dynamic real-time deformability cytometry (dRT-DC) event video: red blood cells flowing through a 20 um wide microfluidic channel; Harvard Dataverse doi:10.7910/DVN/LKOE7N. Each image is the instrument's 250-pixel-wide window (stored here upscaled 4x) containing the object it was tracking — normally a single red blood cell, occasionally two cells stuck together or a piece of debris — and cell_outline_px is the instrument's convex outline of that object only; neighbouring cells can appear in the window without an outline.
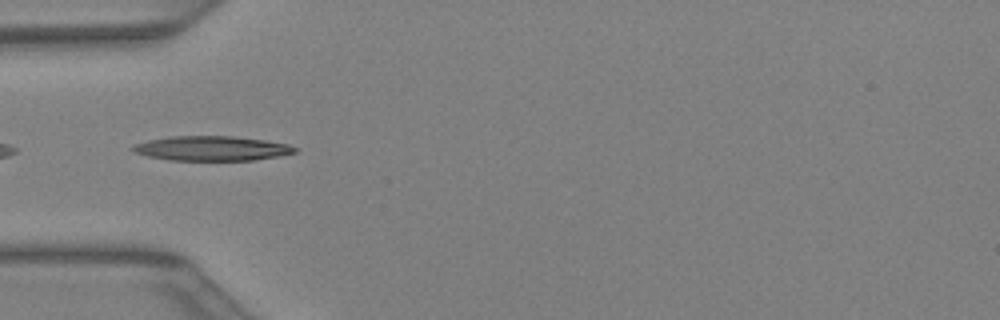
{"species": "Egyptian fruit bat (a non-hibernating species)", "species_latin": "Rousettus aegyptiacus", "temperature_condition": "warm", "stored_images_in_passage": 29, "camera_frame_rate_fps": 3000, "um_per_image_px": 0.085, "animal": {"sex": "female"}, "frame": {"image": 1, "passage_image": 1, "time_ms": 0.0, "image_size_px": [1000, 320], "cell_outline_px": [[300, 148], [296, 152], [280, 156], [252, 160], [168, 160], [148, 156], [136, 152], [132, 148], [132, 144], [148, 140], [168, 136], [232, 136], [264, 140], [288, 144]], "centroid_in_image_um": [18.02, 12.61], "position_along_channel_um": 67.0, "area_um2": 23.29}}
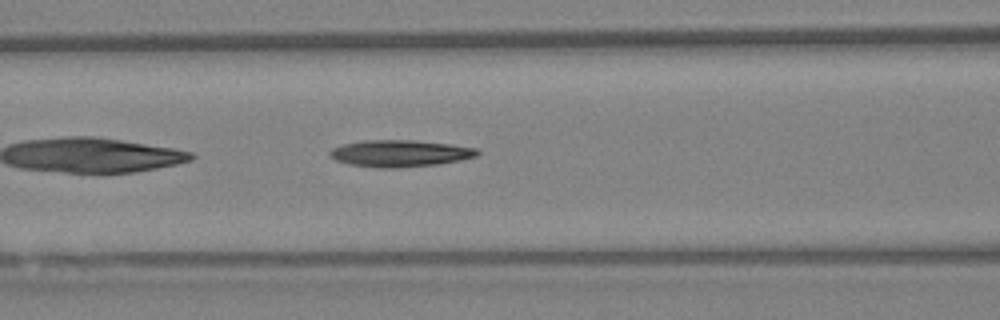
{"frame": {"image": 2, "passage_image": 5, "time_ms": 1.333, "image_size_px": [1000, 320], "cell_outline_px": [[480, 152], [476, 156], [460, 160], [436, 164], [396, 168], [380, 168], [348, 164], [336, 160], [328, 156], [328, 152], [332, 148], [344, 144], [364, 140], [412, 140], [452, 144], [476, 148]], "centroid_in_image_um": [33.97, 13.03], "position_along_channel_um": 132.6, "area_um2": 23.0}}
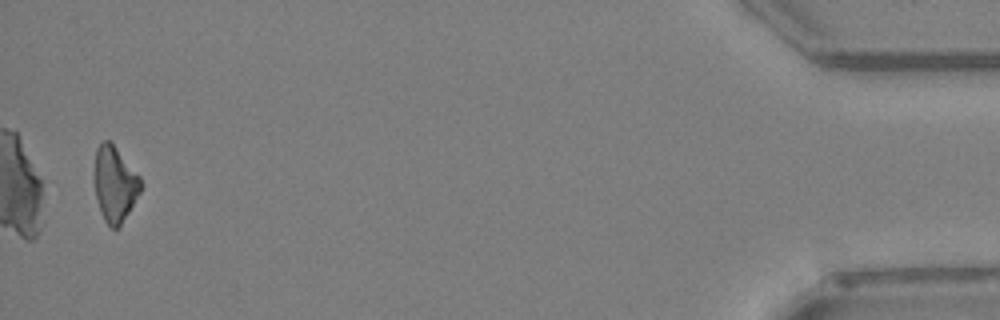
{"frame": {"image": 3, "passage_image": 28, "time_ms": 9.0, "image_size_px": [1000, 320], "cell_outline_px": [[144, 184], [140, 192], [120, 228], [112, 228], [104, 220], [100, 212], [96, 196], [96, 148], [104, 140], [108, 140], [116, 148], [140, 176]], "centroid_in_image_um": [9.8, 15.69], "position_along_channel_um": 425.4, "area_um2": 20.06}}